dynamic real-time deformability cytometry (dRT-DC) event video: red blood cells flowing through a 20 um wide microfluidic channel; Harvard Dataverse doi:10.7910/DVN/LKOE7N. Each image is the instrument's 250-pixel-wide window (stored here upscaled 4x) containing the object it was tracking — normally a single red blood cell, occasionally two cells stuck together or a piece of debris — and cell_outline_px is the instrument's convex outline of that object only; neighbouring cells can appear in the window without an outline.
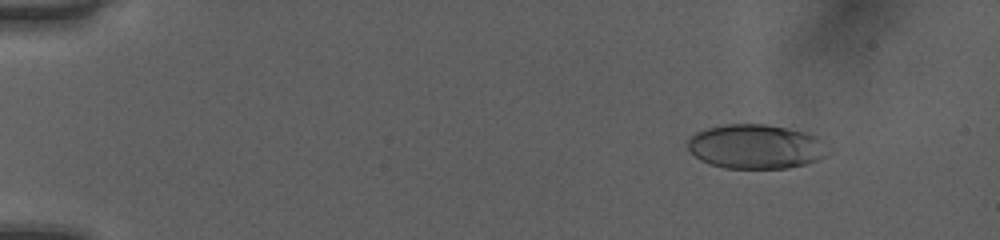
{"species": "human", "species_latin": "Homo sapiens", "temperature_condition": "room temperature", "stored_images_in_passage": 52, "camera_frame_rate_fps": 3000, "um_per_image_px": 0.085, "donor": {"sex": "female"}, "frame": {"image": 1, "passage_image": 7, "time_ms": 2.0, "image_size_px": [1000, 240], "cell_outline_px": [[832, 148], [824, 156], [816, 160], [804, 164], [788, 168], [724, 168], [708, 164], [700, 160], [688, 148], [688, 140], [696, 132], [708, 128], [724, 124], [764, 124], [804, 132], [816, 136]], "centroid_in_image_um": [64.25, 12.46], "position_along_channel_um": 20.7, "area_um2": 36.18}}
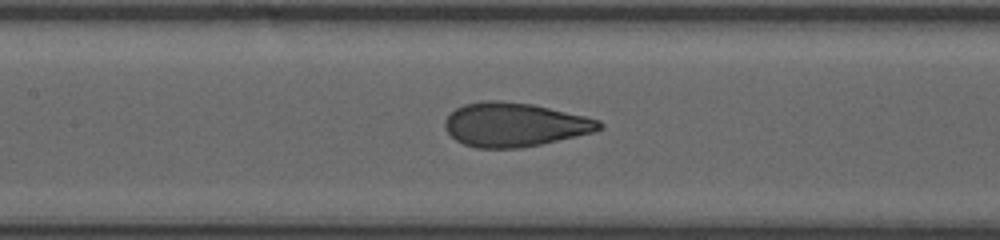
{"frame": {"image": 2, "passage_image": 26, "time_ms": 8.333, "image_size_px": [1000, 240], "cell_outline_px": [[604, 128], [596, 132], [540, 144], [520, 148], [476, 148], [464, 144], [456, 140], [444, 128], [444, 120], [456, 108], [464, 104], [484, 100], [500, 100], [532, 104], [584, 116], [600, 120], [604, 124]], "centroid_in_image_um": [43.75, 10.59], "position_along_channel_um": 163.7, "area_um2": 39.59}}
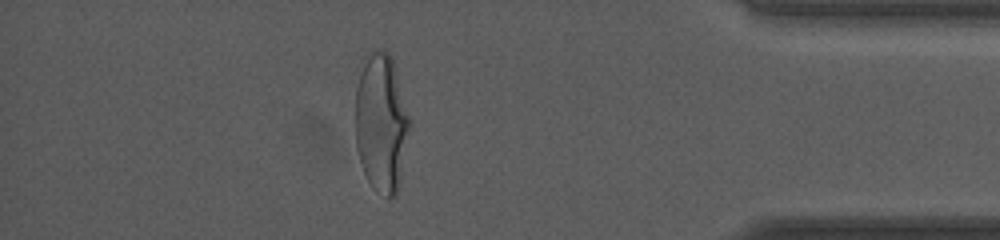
{"frame": {"image": 3, "passage_image": 46, "time_ms": 15.0, "image_size_px": [1000, 240], "cell_outline_px": [[412, 124], [400, 184], [396, 196], [388, 200], [372, 188], [364, 172], [356, 148], [356, 88], [364, 52], [372, 48], [376, 48], [388, 52], [392, 56]], "centroid_in_image_um": [32.43, 10.42], "position_along_channel_um": 402.8, "area_um2": 45.14}, "authors_computed_cell_mechanics": {"area_um2": 38.6104, "velocity_mm_per_s": 4.0771, "shape_relaxation_time_tau1_ms": 5.0113, "shape_relaxation_time_tau2_ms": null, "deformation_change_tau1": 0.1965, "deformation_change_tau2": null}}